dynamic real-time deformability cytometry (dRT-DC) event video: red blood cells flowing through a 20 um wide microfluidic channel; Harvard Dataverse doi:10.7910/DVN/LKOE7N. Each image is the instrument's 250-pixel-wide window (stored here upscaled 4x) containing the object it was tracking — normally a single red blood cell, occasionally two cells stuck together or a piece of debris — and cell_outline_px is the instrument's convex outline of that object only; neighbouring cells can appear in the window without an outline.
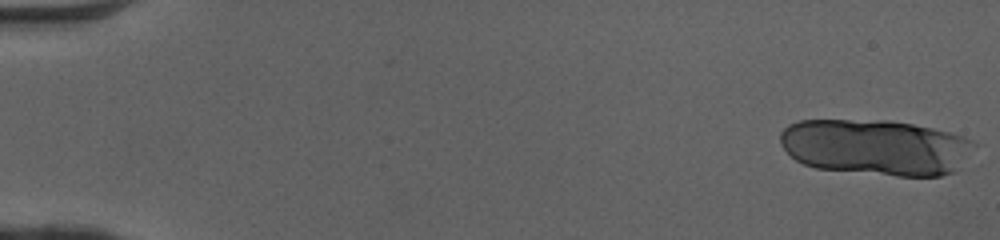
{"species": "human", "species_latin": "Homo sapiens", "temperature_condition": "cold", "stored_images_in_passage": 16, "camera_frame_rate_fps": 3000, "um_per_image_px": 0.085, "donor": {"sex": "female"}, "frame": {"image": 1, "passage_image": 1, "time_ms": 0.0, "image_size_px": [1000, 240], "cell_outline_px": [[980, 144], [952, 172], [940, 176], [896, 176], [816, 168], [804, 164], [796, 160], [780, 144], [780, 132], [788, 124], [800, 120], [888, 120], [912, 124], [932, 128], [964, 136]], "centroid_in_image_um": [74.45, 12.5], "position_along_channel_um": 10.6, "area_um2": 63.41}}